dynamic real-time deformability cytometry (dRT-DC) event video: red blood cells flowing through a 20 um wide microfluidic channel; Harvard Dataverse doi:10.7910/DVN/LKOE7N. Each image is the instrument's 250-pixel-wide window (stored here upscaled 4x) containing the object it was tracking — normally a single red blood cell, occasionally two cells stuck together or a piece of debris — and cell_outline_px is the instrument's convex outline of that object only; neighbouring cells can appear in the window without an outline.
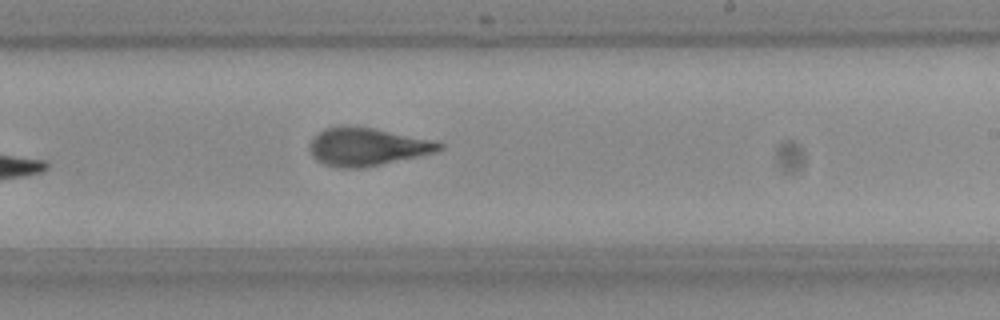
{"species": "Egyptian fruit bat (a non-hibernating species)", "species_latin": "Rousettus aegyptiacus", "temperature_condition": "room temperature", "stored_images_in_passage": 8, "camera_frame_rate_fps": 3000, "um_per_image_px": 0.085, "frame": {"image": 1, "passage_image": 8, "time_ms": 2.333, "image_size_px": [1000, 320], "cell_outline_px": [[444, 148], [436, 152], [364, 168], [340, 168], [324, 164], [316, 160], [312, 156], [308, 148], [312, 140], [324, 128], [340, 124], [352, 124], [436, 140], [444, 144]], "centroid_in_image_um": [31.2, 12.45], "position_along_channel_um": 257.8, "area_um2": 29.13}}